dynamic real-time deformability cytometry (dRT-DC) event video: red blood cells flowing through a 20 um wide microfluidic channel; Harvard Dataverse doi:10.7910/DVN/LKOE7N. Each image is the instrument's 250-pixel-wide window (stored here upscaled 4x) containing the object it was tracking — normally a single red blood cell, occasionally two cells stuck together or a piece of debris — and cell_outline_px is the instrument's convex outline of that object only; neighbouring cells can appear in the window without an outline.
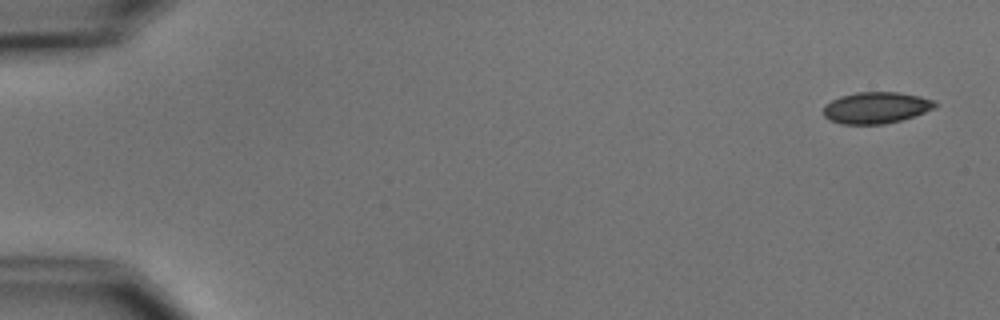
{"species": "common noctule bat (a hibernating species)", "species_latin": "Nyctalus noctula", "temperature_condition": "cold", "stored_images_in_passage": 6, "camera_frame_rate_fps": 3000, "um_per_image_px": 0.085, "animal": {"sex": "male", "body_mass_g": 15.6}, "frame": {"image": 1, "passage_image": 1, "time_ms": 0.0, "image_size_px": [1000, 320], "cell_outline_px": [[940, 104], [936, 108], [900, 120], [884, 124], [844, 124], [832, 120], [824, 116], [824, 104], [840, 96], [856, 92], [896, 92], [920, 96], [932, 100]], "centroid_in_image_um": [74.48, 9.14], "position_along_channel_um": 10.5, "area_um2": 20.35}}